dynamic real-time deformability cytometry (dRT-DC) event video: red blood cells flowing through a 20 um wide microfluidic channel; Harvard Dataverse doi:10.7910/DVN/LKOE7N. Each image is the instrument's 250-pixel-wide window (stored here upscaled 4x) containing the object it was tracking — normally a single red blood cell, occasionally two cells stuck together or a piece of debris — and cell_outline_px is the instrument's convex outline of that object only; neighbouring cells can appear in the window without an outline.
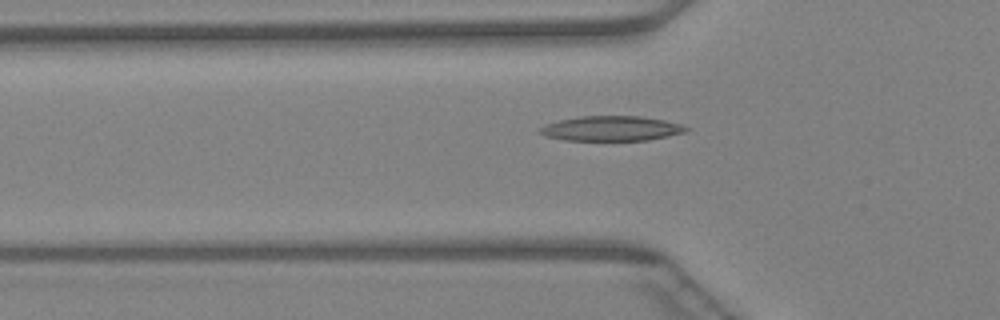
{"species": "Egyptian fruit bat (a non-hibernating species)", "species_latin": "Rousettus aegyptiacus", "temperature_condition": "warm", "stored_images_in_passage": 48, "segment_of_instrument_passage": [1, 2], "camera_frame_rate_fps": 3000, "um_per_image_px": 0.085, "animal": {"sex": "female"}, "frame": {"image": 1, "passage_image": 16, "time_ms": 5.0, "image_size_px": [1000, 320], "cell_outline_px": [[688, 132], [648, 140], [564, 140], [548, 136], [540, 132], [536, 128], [544, 124], [560, 120], [580, 116], [640, 116], [664, 120], [684, 124], [688, 128]], "centroid_in_image_um": [51.99, 10.91], "position_along_channel_um": 73.8, "area_um2": 21.27}}
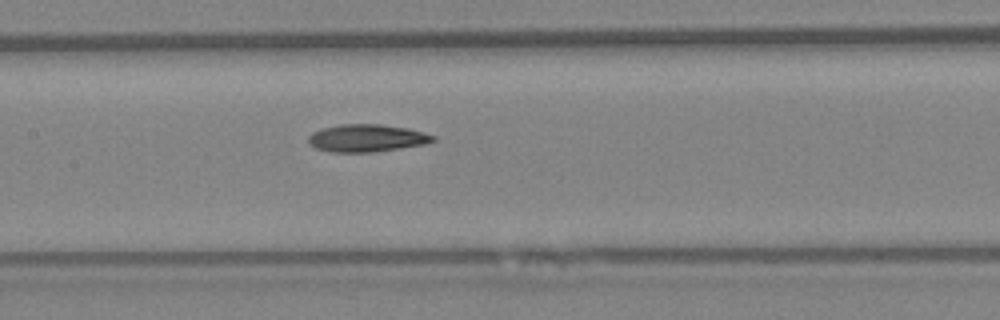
{"frame": {"image": 2, "passage_image": 23, "time_ms": 7.333, "image_size_px": [1000, 320], "cell_outline_px": [[436, 140], [424, 144], [372, 152], [332, 152], [316, 148], [308, 144], [308, 136], [312, 132], [320, 128], [340, 124], [380, 124], [408, 128], [424, 132], [436, 136]], "centroid_in_image_um": [31.15, 11.73], "position_along_channel_um": 176.3, "area_um2": 20.06}}
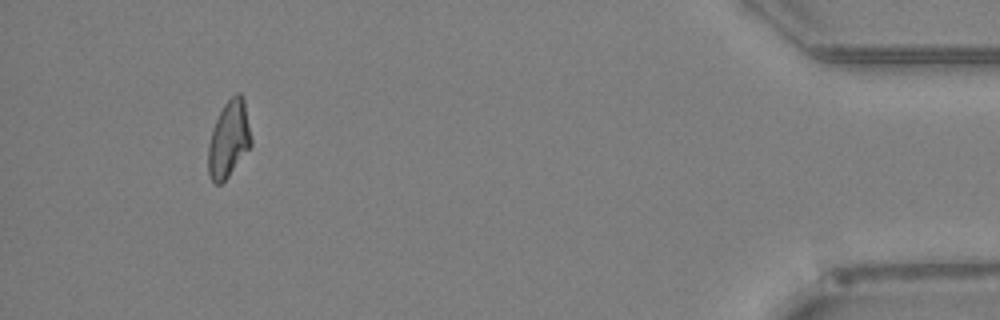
{"frame": {"image": 3, "passage_image": 44, "time_ms": 14.333, "image_size_px": [1000, 320], "cell_outline_px": [[252, 144], [228, 176], [220, 184], [216, 184], [212, 180], [208, 172], [208, 144], [212, 128], [224, 104], [236, 92], [240, 92], [244, 96], [252, 140]], "centroid_in_image_um": [19.45, 11.78], "position_along_channel_um": 415.7, "area_um2": 19.13}}